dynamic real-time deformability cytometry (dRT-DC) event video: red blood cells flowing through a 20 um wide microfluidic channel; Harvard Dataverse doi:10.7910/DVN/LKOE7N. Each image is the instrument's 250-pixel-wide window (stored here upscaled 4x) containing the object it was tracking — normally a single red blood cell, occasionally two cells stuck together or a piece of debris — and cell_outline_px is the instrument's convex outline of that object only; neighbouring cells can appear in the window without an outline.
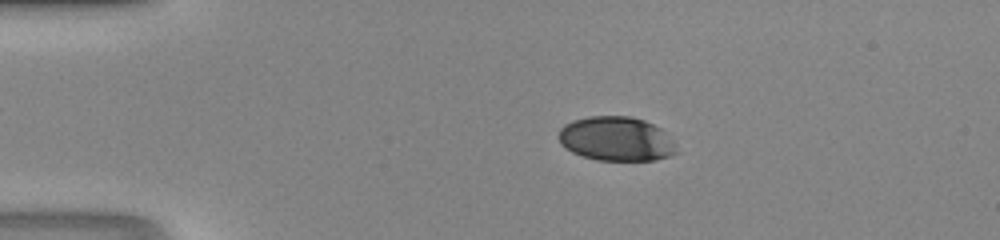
{"species": "human", "species_latin": "Homo sapiens", "temperature_condition": "room temperature", "stored_images_in_passage": 47, "camera_frame_rate_fps": 3000, "um_per_image_px": 0.085, "donor": {"sex": "male"}, "frame": {"image": 1, "passage_image": 10, "time_ms": 3.0, "image_size_px": [1000, 240], "cell_outline_px": [[676, 152], [668, 156], [656, 160], [596, 160], [572, 152], [564, 148], [560, 144], [556, 136], [560, 128], [564, 124], [572, 120], [588, 116], [632, 116], [644, 120], [660, 128], [672, 140]], "centroid_in_image_um": [52.31, 11.79], "position_along_channel_um": 32.7, "area_um2": 30.52}}
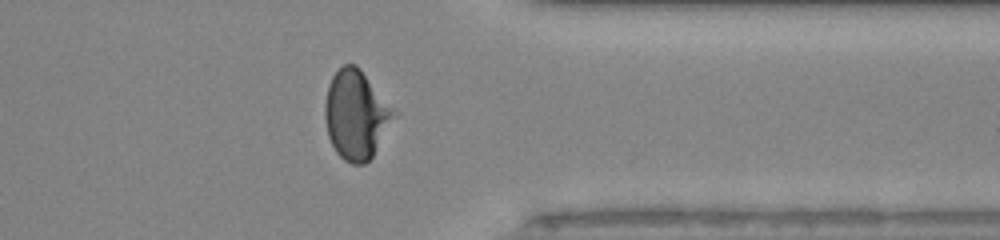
{"frame": {"image": 2, "passage_image": 38, "time_ms": 12.333, "image_size_px": [1000, 240], "cell_outline_px": [[400, 112], [372, 156], [364, 164], [352, 164], [344, 160], [336, 152], [328, 136], [324, 116], [324, 104], [328, 84], [332, 76], [344, 64], [356, 64], [360, 68]], "centroid_in_image_um": [30.31, 9.73], "position_along_channel_um": 381.1, "area_um2": 36.36}}
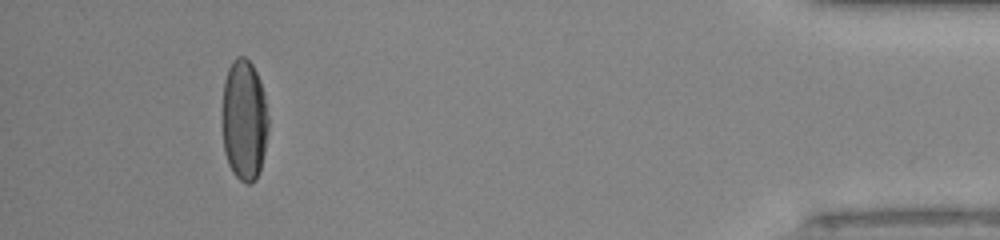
{"frame": {"image": 3, "passage_image": 44, "time_ms": 14.333, "image_size_px": [1000, 240], "cell_outline_px": [[268, 132], [264, 152], [260, 168], [256, 180], [248, 184], [240, 180], [232, 172], [228, 164], [224, 152], [220, 116], [224, 80], [228, 68], [232, 60], [236, 56], [244, 56], [252, 64], [260, 80], [264, 92], [268, 116]], "centroid_in_image_um": [20.72, 10.18], "position_along_channel_um": 414.5, "area_um2": 33.41}}